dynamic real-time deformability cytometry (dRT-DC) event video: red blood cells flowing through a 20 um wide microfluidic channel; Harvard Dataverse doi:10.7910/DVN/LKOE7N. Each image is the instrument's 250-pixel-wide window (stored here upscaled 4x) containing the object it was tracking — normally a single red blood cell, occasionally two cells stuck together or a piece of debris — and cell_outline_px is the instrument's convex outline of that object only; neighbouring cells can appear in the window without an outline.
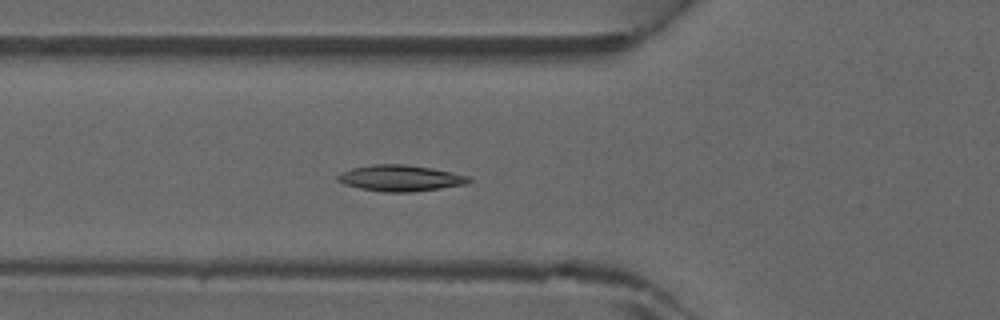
{"species": "common noctule bat (a hibernating species)", "species_latin": "Nyctalus noctula", "temperature_condition": "warm", "stored_images_in_passage": 38, "camera_frame_rate_fps": 3000, "um_per_image_px": 0.085, "animal": {"sex": "male", "forearm_length_mm": 52.5}, "frame": {"image": 1, "passage_image": 16, "time_ms": 5.0, "image_size_px": [1000, 320], "cell_outline_px": [[472, 180], [468, 184], [412, 192], [384, 192], [360, 188], [344, 184], [336, 180], [336, 176], [352, 168], [372, 164], [404, 164], [432, 168], [452, 172], [468, 176]], "centroid_in_image_um": [34.04, 15.14], "position_along_channel_um": 91.8, "area_um2": 19.94}}
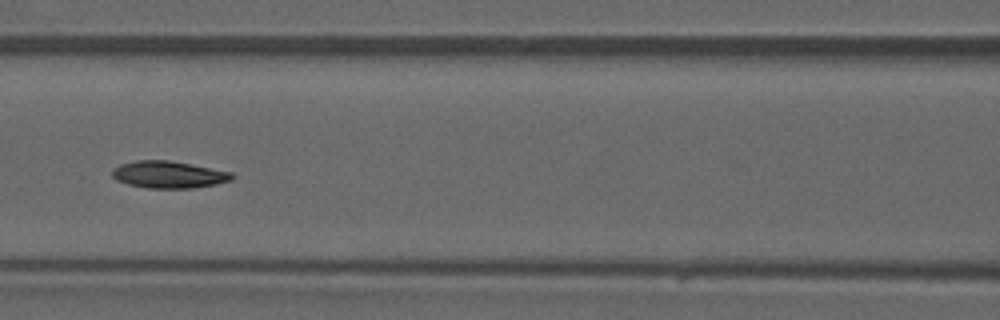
{"frame": {"image": 2, "passage_image": 20, "time_ms": 6.333, "image_size_px": [1000, 320], "cell_outline_px": [[236, 176], [232, 180], [216, 184], [192, 188], [148, 188], [128, 184], [116, 180], [112, 176], [112, 168], [120, 164], [136, 160], [168, 160], [232, 172]], "centroid_in_image_um": [14.33, 14.84], "position_along_channel_um": 152.3, "area_um2": 18.9}}
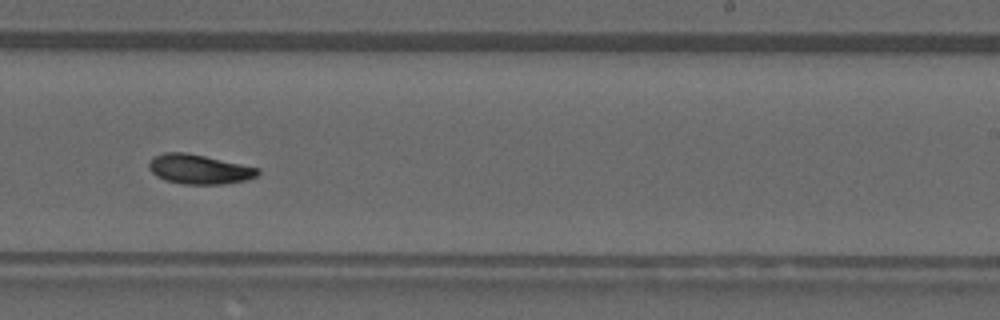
{"frame": {"image": 3, "passage_image": 28, "time_ms": 9.0, "image_size_px": [1000, 320], "cell_outline_px": [[260, 172], [256, 176], [244, 180], [224, 184], [184, 184], [164, 180], [156, 176], [148, 168], [148, 164], [156, 156], [164, 152], [184, 152], [204, 156], [260, 168]], "centroid_in_image_um": [16.92, 14.39], "position_along_channel_um": 272.1, "area_um2": 18.55}}